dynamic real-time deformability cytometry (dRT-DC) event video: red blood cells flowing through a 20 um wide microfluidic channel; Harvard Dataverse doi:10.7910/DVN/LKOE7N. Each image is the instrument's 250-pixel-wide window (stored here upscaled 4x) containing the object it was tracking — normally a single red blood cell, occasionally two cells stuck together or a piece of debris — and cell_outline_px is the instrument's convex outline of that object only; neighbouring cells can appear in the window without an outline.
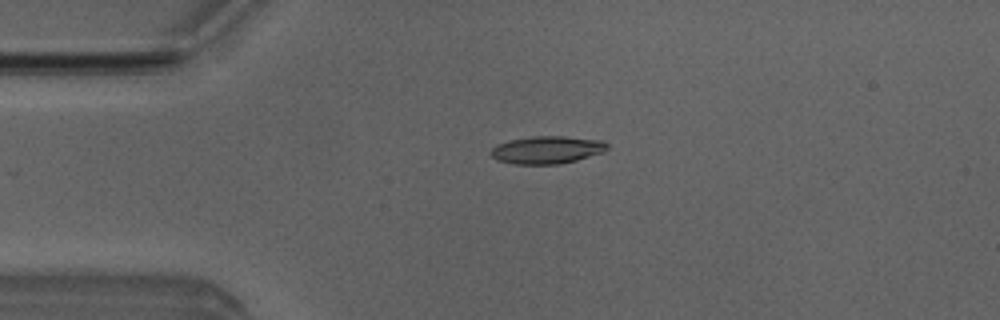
{"species": "Egyptian fruit bat (a non-hibernating species)", "species_latin": "Rousettus aegyptiacus", "temperature_condition": "room temperature", "stored_images_in_passage": 2, "camera_frame_rate_fps": 3000, "um_per_image_px": 0.085, "animal": {"sex": "male"}, "frame": {"image": 1, "passage_image": 1, "time_ms": 0.0, "image_size_px": [1000, 320], "cell_outline_px": [[608, 148], [604, 152], [576, 160], [560, 164], [512, 164], [496, 160], [488, 152], [492, 148], [500, 144], [512, 140], [532, 136], [564, 136], [604, 140], [608, 144]], "centroid_in_image_um": [46.52, 12.74], "position_along_channel_um": 38.5, "area_um2": 18.79}}